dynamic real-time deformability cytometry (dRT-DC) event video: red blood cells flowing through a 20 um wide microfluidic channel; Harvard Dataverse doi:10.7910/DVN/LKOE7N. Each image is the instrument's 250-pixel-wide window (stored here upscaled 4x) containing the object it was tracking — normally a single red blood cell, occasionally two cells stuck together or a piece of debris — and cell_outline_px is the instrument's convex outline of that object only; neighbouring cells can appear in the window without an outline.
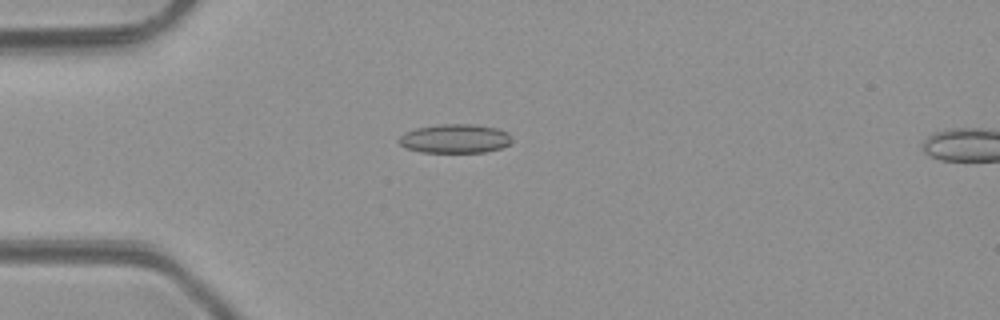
{"species": "common noctule bat (a hibernating species)", "species_latin": "Nyctalus noctula", "temperature_condition": "room temperature", "stored_images_in_passage": 1, "camera_frame_rate_fps": 3000, "um_per_image_px": 0.085, "animal": {"sex": "male", "body_mass_g": 23.1, "forearm_length_mm": 52.7}, "frame": {"image": 1, "passage_image": 1, "time_ms": 0.0, "image_size_px": [1000, 320], "cell_outline_px": [[512, 140], [508, 144], [500, 148], [484, 152], [420, 152], [404, 148], [396, 140], [400, 136], [416, 128], [440, 124], [472, 124], [496, 128], [508, 132]], "centroid_in_image_um": [38.65, 11.78], "position_along_channel_um": 46.4, "area_um2": 19.02}}